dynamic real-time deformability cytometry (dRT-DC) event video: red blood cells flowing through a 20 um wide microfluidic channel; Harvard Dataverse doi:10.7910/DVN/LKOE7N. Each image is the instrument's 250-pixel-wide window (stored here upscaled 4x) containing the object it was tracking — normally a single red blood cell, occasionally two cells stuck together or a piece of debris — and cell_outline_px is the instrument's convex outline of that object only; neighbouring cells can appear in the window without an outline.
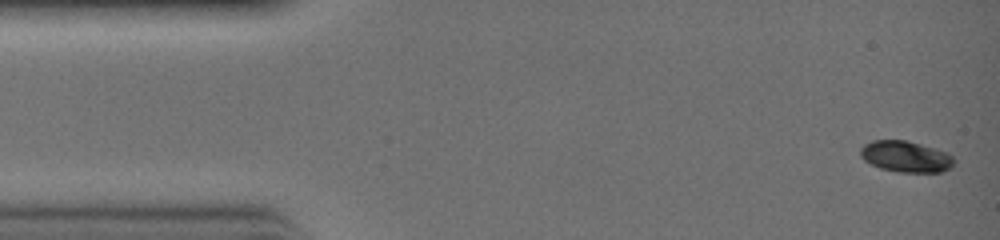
{"species": "common noctule bat (a hibernating species)", "species_latin": "Nyctalus noctula", "temperature_condition": "warm", "stored_images_in_passage": 6, "camera_frame_rate_fps": 3000, "um_per_image_px": 0.085, "animal": {"sex": "female", "body_mass_g": 19.0, "forearm_length_mm": 51.5}, "frame": {"image": 1, "passage_image": 1, "time_ms": 0.0, "image_size_px": [1000, 240], "cell_outline_px": [[952, 168], [940, 172], [900, 172], [880, 168], [864, 160], [860, 156], [860, 148], [864, 144], [872, 140], [908, 140], [936, 148], [948, 152], [952, 156]], "centroid_in_image_um": [76.98, 13.29], "position_along_channel_um": 8.0, "area_um2": 17.11}}